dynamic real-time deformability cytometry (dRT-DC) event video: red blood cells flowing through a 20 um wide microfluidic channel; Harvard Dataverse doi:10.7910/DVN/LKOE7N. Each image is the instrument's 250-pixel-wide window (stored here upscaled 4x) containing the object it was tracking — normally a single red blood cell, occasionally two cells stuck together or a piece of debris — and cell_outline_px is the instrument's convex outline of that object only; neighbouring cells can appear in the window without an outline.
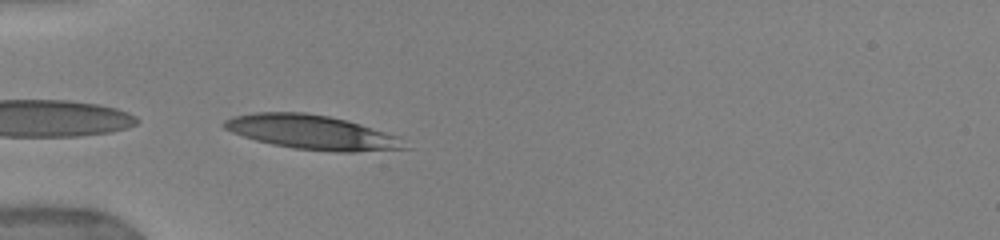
{"species": "human", "species_latin": "Homo sapiens", "temperature_condition": "warm", "stored_images_in_passage": 43, "camera_frame_rate_fps": 3000, "um_per_image_px": 0.085, "donor": {"sex": "female"}, "frame": {"image": 1, "passage_image": 11, "time_ms": 4.333, "image_size_px": [1000, 240], "cell_outline_px": [[412, 148], [356, 152], [336, 152], [292, 148], [272, 144], [256, 140], [232, 132], [224, 128], [220, 124], [224, 120], [232, 116], [256, 112], [304, 112], [328, 116], [360, 124], [400, 136]], "centroid_in_image_um": [26.55, 11.25], "position_along_channel_um": 58.5, "area_um2": 36.24}}
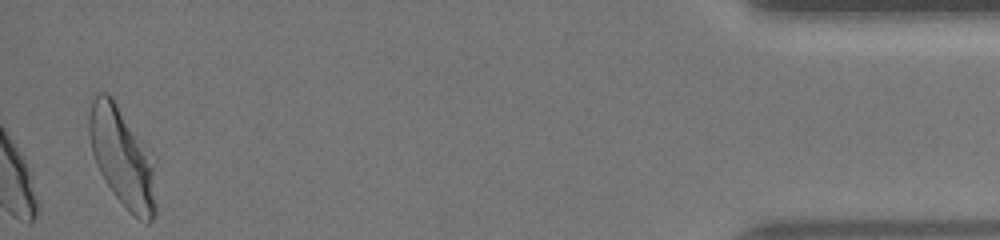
{"frame": {"image": 2, "passage_image": 43, "time_ms": 15.667, "image_size_px": [1000, 240], "cell_outline_px": [[156, 212], [152, 220], [148, 224], [140, 220], [112, 192], [104, 180], [96, 164], [92, 152], [88, 136], [88, 116], [92, 100], [96, 92], [104, 92], [112, 96], [152, 164], [156, 204]], "centroid_in_image_um": [10.31, 13.39], "position_along_channel_um": 424.9, "area_um2": 37.05}}